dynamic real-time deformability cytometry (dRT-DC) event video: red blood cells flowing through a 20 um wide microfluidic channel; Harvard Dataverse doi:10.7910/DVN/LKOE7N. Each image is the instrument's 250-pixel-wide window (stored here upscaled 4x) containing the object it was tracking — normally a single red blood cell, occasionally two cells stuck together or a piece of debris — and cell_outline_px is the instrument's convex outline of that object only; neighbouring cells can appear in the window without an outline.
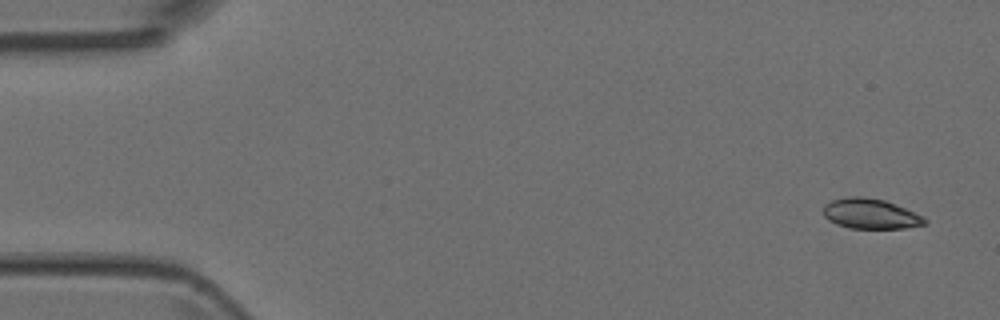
{"species": "Egyptian fruit bat (a non-hibernating species)", "species_latin": "Rousettus aegyptiacus", "temperature_condition": "room temperature", "stored_images_in_passage": 4, "camera_frame_rate_fps": 3000, "um_per_image_px": 0.085, "animal": {"sex": "female"}, "frame": {"image": 1, "passage_image": 1, "time_ms": 0.0, "image_size_px": [1000, 320], "cell_outline_px": [[928, 220], [924, 224], [904, 228], [852, 228], [836, 224], [828, 220], [824, 216], [824, 204], [832, 200], [848, 196], [864, 196], [884, 200], [924, 216]], "centroid_in_image_um": [73.97, 18.16], "position_along_channel_um": 11.0, "area_um2": 17.74}}
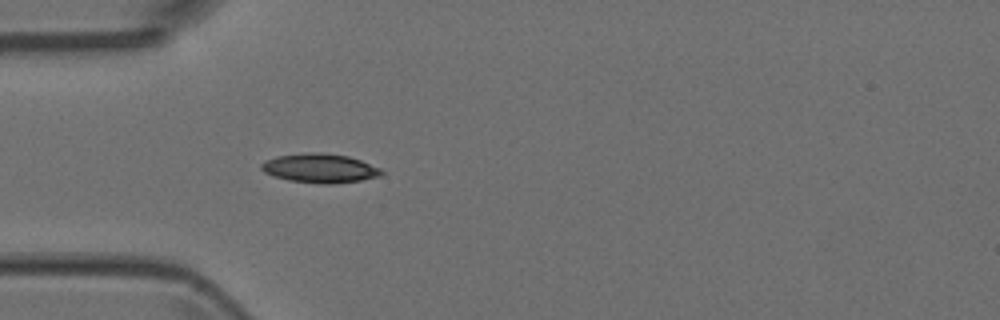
{"frame": {"image": 2, "passage_image": 4, "time_ms": 1.0, "image_size_px": [1000, 320], "cell_outline_px": [[384, 172], [380, 176], [360, 180], [332, 184], [320, 184], [288, 180], [272, 176], [264, 172], [260, 168], [260, 164], [264, 160], [276, 156], [308, 152], [320, 152], [348, 156], [360, 160], [380, 168]], "centroid_in_image_um": [27.14, 14.3], "position_along_channel_um": 57.9, "area_um2": 20.52}}